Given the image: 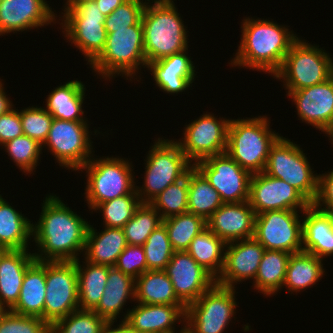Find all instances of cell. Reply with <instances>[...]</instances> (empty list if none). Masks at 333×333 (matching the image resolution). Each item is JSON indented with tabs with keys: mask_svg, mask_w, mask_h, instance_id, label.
<instances>
[{
	"mask_svg": "<svg viewBox=\"0 0 333 333\" xmlns=\"http://www.w3.org/2000/svg\"><path fill=\"white\" fill-rule=\"evenodd\" d=\"M129 297L135 301V279L111 267L101 300L93 311L107 322H115Z\"/></svg>",
	"mask_w": 333,
	"mask_h": 333,
	"instance_id": "cell-29",
	"label": "cell"
},
{
	"mask_svg": "<svg viewBox=\"0 0 333 333\" xmlns=\"http://www.w3.org/2000/svg\"><path fill=\"white\" fill-rule=\"evenodd\" d=\"M322 259L308 252L290 255L283 286L288 292H299L315 285L324 275Z\"/></svg>",
	"mask_w": 333,
	"mask_h": 333,
	"instance_id": "cell-33",
	"label": "cell"
},
{
	"mask_svg": "<svg viewBox=\"0 0 333 333\" xmlns=\"http://www.w3.org/2000/svg\"><path fill=\"white\" fill-rule=\"evenodd\" d=\"M164 271L177 298L186 307L216 283V279L186 251L174 252Z\"/></svg>",
	"mask_w": 333,
	"mask_h": 333,
	"instance_id": "cell-18",
	"label": "cell"
},
{
	"mask_svg": "<svg viewBox=\"0 0 333 333\" xmlns=\"http://www.w3.org/2000/svg\"><path fill=\"white\" fill-rule=\"evenodd\" d=\"M63 34L74 46L82 51L87 64H91L104 50L107 32L104 26L106 16L99 10L97 3L65 4Z\"/></svg>",
	"mask_w": 333,
	"mask_h": 333,
	"instance_id": "cell-10",
	"label": "cell"
},
{
	"mask_svg": "<svg viewBox=\"0 0 333 333\" xmlns=\"http://www.w3.org/2000/svg\"><path fill=\"white\" fill-rule=\"evenodd\" d=\"M229 119H218L213 114H203L185 125L184 138L175 141L193 165L206 157L222 154L227 147Z\"/></svg>",
	"mask_w": 333,
	"mask_h": 333,
	"instance_id": "cell-16",
	"label": "cell"
},
{
	"mask_svg": "<svg viewBox=\"0 0 333 333\" xmlns=\"http://www.w3.org/2000/svg\"><path fill=\"white\" fill-rule=\"evenodd\" d=\"M132 165L123 158L108 157L90 159L81 169L87 173L85 188L88 207L128 195L136 188Z\"/></svg>",
	"mask_w": 333,
	"mask_h": 333,
	"instance_id": "cell-8",
	"label": "cell"
},
{
	"mask_svg": "<svg viewBox=\"0 0 333 333\" xmlns=\"http://www.w3.org/2000/svg\"><path fill=\"white\" fill-rule=\"evenodd\" d=\"M85 85L71 80L55 88L46 99V110L53 118L67 121H86L83 118L82 104L85 98Z\"/></svg>",
	"mask_w": 333,
	"mask_h": 333,
	"instance_id": "cell-30",
	"label": "cell"
},
{
	"mask_svg": "<svg viewBox=\"0 0 333 333\" xmlns=\"http://www.w3.org/2000/svg\"><path fill=\"white\" fill-rule=\"evenodd\" d=\"M146 3L143 0H126L106 17L105 29H127L136 25L142 18Z\"/></svg>",
	"mask_w": 333,
	"mask_h": 333,
	"instance_id": "cell-47",
	"label": "cell"
},
{
	"mask_svg": "<svg viewBox=\"0 0 333 333\" xmlns=\"http://www.w3.org/2000/svg\"><path fill=\"white\" fill-rule=\"evenodd\" d=\"M269 121L266 116L230 119L225 152L251 175L264 172L270 149L281 137Z\"/></svg>",
	"mask_w": 333,
	"mask_h": 333,
	"instance_id": "cell-4",
	"label": "cell"
},
{
	"mask_svg": "<svg viewBox=\"0 0 333 333\" xmlns=\"http://www.w3.org/2000/svg\"><path fill=\"white\" fill-rule=\"evenodd\" d=\"M297 212L273 210L257 214L253 237L263 245L265 250L290 254L303 251L302 220Z\"/></svg>",
	"mask_w": 333,
	"mask_h": 333,
	"instance_id": "cell-14",
	"label": "cell"
},
{
	"mask_svg": "<svg viewBox=\"0 0 333 333\" xmlns=\"http://www.w3.org/2000/svg\"><path fill=\"white\" fill-rule=\"evenodd\" d=\"M121 324L117 326V328H113L112 325L114 322H107L103 327L102 333H141L135 329H133L128 323L125 321H121Z\"/></svg>",
	"mask_w": 333,
	"mask_h": 333,
	"instance_id": "cell-51",
	"label": "cell"
},
{
	"mask_svg": "<svg viewBox=\"0 0 333 333\" xmlns=\"http://www.w3.org/2000/svg\"><path fill=\"white\" fill-rule=\"evenodd\" d=\"M235 289L214 284L186 307L185 333H223L236 313Z\"/></svg>",
	"mask_w": 333,
	"mask_h": 333,
	"instance_id": "cell-11",
	"label": "cell"
},
{
	"mask_svg": "<svg viewBox=\"0 0 333 333\" xmlns=\"http://www.w3.org/2000/svg\"><path fill=\"white\" fill-rule=\"evenodd\" d=\"M224 203L248 201L251 174L226 152L206 157L194 164Z\"/></svg>",
	"mask_w": 333,
	"mask_h": 333,
	"instance_id": "cell-15",
	"label": "cell"
},
{
	"mask_svg": "<svg viewBox=\"0 0 333 333\" xmlns=\"http://www.w3.org/2000/svg\"><path fill=\"white\" fill-rule=\"evenodd\" d=\"M0 333H51V326L39 317L7 310L0 319Z\"/></svg>",
	"mask_w": 333,
	"mask_h": 333,
	"instance_id": "cell-46",
	"label": "cell"
},
{
	"mask_svg": "<svg viewBox=\"0 0 333 333\" xmlns=\"http://www.w3.org/2000/svg\"><path fill=\"white\" fill-rule=\"evenodd\" d=\"M31 236V221L0 195V246L4 250H25Z\"/></svg>",
	"mask_w": 333,
	"mask_h": 333,
	"instance_id": "cell-32",
	"label": "cell"
},
{
	"mask_svg": "<svg viewBox=\"0 0 333 333\" xmlns=\"http://www.w3.org/2000/svg\"><path fill=\"white\" fill-rule=\"evenodd\" d=\"M148 4L141 18L147 64L188 50L187 27L179 17L174 1L154 0V4Z\"/></svg>",
	"mask_w": 333,
	"mask_h": 333,
	"instance_id": "cell-3",
	"label": "cell"
},
{
	"mask_svg": "<svg viewBox=\"0 0 333 333\" xmlns=\"http://www.w3.org/2000/svg\"><path fill=\"white\" fill-rule=\"evenodd\" d=\"M80 309L75 261H46L44 321L52 326Z\"/></svg>",
	"mask_w": 333,
	"mask_h": 333,
	"instance_id": "cell-12",
	"label": "cell"
},
{
	"mask_svg": "<svg viewBox=\"0 0 333 333\" xmlns=\"http://www.w3.org/2000/svg\"><path fill=\"white\" fill-rule=\"evenodd\" d=\"M135 301L140 304L184 305L164 270H147L135 279Z\"/></svg>",
	"mask_w": 333,
	"mask_h": 333,
	"instance_id": "cell-31",
	"label": "cell"
},
{
	"mask_svg": "<svg viewBox=\"0 0 333 333\" xmlns=\"http://www.w3.org/2000/svg\"><path fill=\"white\" fill-rule=\"evenodd\" d=\"M3 83L2 80L0 81V116L2 114L7 113L8 111H10L11 109H13L12 106V102L10 101L9 97L6 95V93L4 92V87H3Z\"/></svg>",
	"mask_w": 333,
	"mask_h": 333,
	"instance_id": "cell-53",
	"label": "cell"
},
{
	"mask_svg": "<svg viewBox=\"0 0 333 333\" xmlns=\"http://www.w3.org/2000/svg\"><path fill=\"white\" fill-rule=\"evenodd\" d=\"M104 227L99 233L89 223L83 255L92 264L114 267L128 244L122 228Z\"/></svg>",
	"mask_w": 333,
	"mask_h": 333,
	"instance_id": "cell-27",
	"label": "cell"
},
{
	"mask_svg": "<svg viewBox=\"0 0 333 333\" xmlns=\"http://www.w3.org/2000/svg\"><path fill=\"white\" fill-rule=\"evenodd\" d=\"M141 203L135 189L128 195L98 204L93 210H102L103 222L106 227L123 228L134 216L136 209Z\"/></svg>",
	"mask_w": 333,
	"mask_h": 333,
	"instance_id": "cell-41",
	"label": "cell"
},
{
	"mask_svg": "<svg viewBox=\"0 0 333 333\" xmlns=\"http://www.w3.org/2000/svg\"><path fill=\"white\" fill-rule=\"evenodd\" d=\"M186 51L147 64L146 68L152 72L156 86L163 92L177 94L192 87L196 76L195 66Z\"/></svg>",
	"mask_w": 333,
	"mask_h": 333,
	"instance_id": "cell-24",
	"label": "cell"
},
{
	"mask_svg": "<svg viewBox=\"0 0 333 333\" xmlns=\"http://www.w3.org/2000/svg\"><path fill=\"white\" fill-rule=\"evenodd\" d=\"M302 244L303 251L320 259L333 256V214L310 204L303 212Z\"/></svg>",
	"mask_w": 333,
	"mask_h": 333,
	"instance_id": "cell-25",
	"label": "cell"
},
{
	"mask_svg": "<svg viewBox=\"0 0 333 333\" xmlns=\"http://www.w3.org/2000/svg\"><path fill=\"white\" fill-rule=\"evenodd\" d=\"M125 1L126 0H95V3H97L102 14L107 17Z\"/></svg>",
	"mask_w": 333,
	"mask_h": 333,
	"instance_id": "cell-52",
	"label": "cell"
},
{
	"mask_svg": "<svg viewBox=\"0 0 333 333\" xmlns=\"http://www.w3.org/2000/svg\"><path fill=\"white\" fill-rule=\"evenodd\" d=\"M55 15L45 0H0V35L51 25Z\"/></svg>",
	"mask_w": 333,
	"mask_h": 333,
	"instance_id": "cell-21",
	"label": "cell"
},
{
	"mask_svg": "<svg viewBox=\"0 0 333 333\" xmlns=\"http://www.w3.org/2000/svg\"><path fill=\"white\" fill-rule=\"evenodd\" d=\"M160 224L162 219L158 211L150 203H141L134 216L122 228L127 244L143 246Z\"/></svg>",
	"mask_w": 333,
	"mask_h": 333,
	"instance_id": "cell-39",
	"label": "cell"
},
{
	"mask_svg": "<svg viewBox=\"0 0 333 333\" xmlns=\"http://www.w3.org/2000/svg\"><path fill=\"white\" fill-rule=\"evenodd\" d=\"M22 123L20 119V111L11 109L0 116V145L22 136Z\"/></svg>",
	"mask_w": 333,
	"mask_h": 333,
	"instance_id": "cell-49",
	"label": "cell"
},
{
	"mask_svg": "<svg viewBox=\"0 0 333 333\" xmlns=\"http://www.w3.org/2000/svg\"><path fill=\"white\" fill-rule=\"evenodd\" d=\"M188 190L187 173L184 178L170 184L150 204L158 211L162 220L188 212Z\"/></svg>",
	"mask_w": 333,
	"mask_h": 333,
	"instance_id": "cell-40",
	"label": "cell"
},
{
	"mask_svg": "<svg viewBox=\"0 0 333 333\" xmlns=\"http://www.w3.org/2000/svg\"><path fill=\"white\" fill-rule=\"evenodd\" d=\"M328 136L330 137V140L332 141L331 144H333V130L328 134Z\"/></svg>",
	"mask_w": 333,
	"mask_h": 333,
	"instance_id": "cell-56",
	"label": "cell"
},
{
	"mask_svg": "<svg viewBox=\"0 0 333 333\" xmlns=\"http://www.w3.org/2000/svg\"><path fill=\"white\" fill-rule=\"evenodd\" d=\"M5 147V152L8 153L11 160L26 174H32L36 169L40 159L42 145L28 137L22 135L6 142L2 147Z\"/></svg>",
	"mask_w": 333,
	"mask_h": 333,
	"instance_id": "cell-43",
	"label": "cell"
},
{
	"mask_svg": "<svg viewBox=\"0 0 333 333\" xmlns=\"http://www.w3.org/2000/svg\"><path fill=\"white\" fill-rule=\"evenodd\" d=\"M75 262L78 273L79 307L82 310H94L103 295L111 267L92 264L88 261L84 262L86 267H83L79 258Z\"/></svg>",
	"mask_w": 333,
	"mask_h": 333,
	"instance_id": "cell-34",
	"label": "cell"
},
{
	"mask_svg": "<svg viewBox=\"0 0 333 333\" xmlns=\"http://www.w3.org/2000/svg\"><path fill=\"white\" fill-rule=\"evenodd\" d=\"M46 261L35 260L26 270L20 295L10 311L44 320Z\"/></svg>",
	"mask_w": 333,
	"mask_h": 333,
	"instance_id": "cell-28",
	"label": "cell"
},
{
	"mask_svg": "<svg viewBox=\"0 0 333 333\" xmlns=\"http://www.w3.org/2000/svg\"><path fill=\"white\" fill-rule=\"evenodd\" d=\"M86 2H95V0H67L66 4H83Z\"/></svg>",
	"mask_w": 333,
	"mask_h": 333,
	"instance_id": "cell-54",
	"label": "cell"
},
{
	"mask_svg": "<svg viewBox=\"0 0 333 333\" xmlns=\"http://www.w3.org/2000/svg\"><path fill=\"white\" fill-rule=\"evenodd\" d=\"M265 248L254 237L226 243L224 266L216 284L235 288L234 284L255 279Z\"/></svg>",
	"mask_w": 333,
	"mask_h": 333,
	"instance_id": "cell-20",
	"label": "cell"
},
{
	"mask_svg": "<svg viewBox=\"0 0 333 333\" xmlns=\"http://www.w3.org/2000/svg\"><path fill=\"white\" fill-rule=\"evenodd\" d=\"M290 255L289 252L265 250L253 282L258 292L271 296L284 288Z\"/></svg>",
	"mask_w": 333,
	"mask_h": 333,
	"instance_id": "cell-36",
	"label": "cell"
},
{
	"mask_svg": "<svg viewBox=\"0 0 333 333\" xmlns=\"http://www.w3.org/2000/svg\"><path fill=\"white\" fill-rule=\"evenodd\" d=\"M114 267L134 279L138 278L147 271V262L143 247L127 245L124 251L118 256Z\"/></svg>",
	"mask_w": 333,
	"mask_h": 333,
	"instance_id": "cell-48",
	"label": "cell"
},
{
	"mask_svg": "<svg viewBox=\"0 0 333 333\" xmlns=\"http://www.w3.org/2000/svg\"><path fill=\"white\" fill-rule=\"evenodd\" d=\"M23 134L38 141L41 145L46 141L53 116L41 107H27L20 111Z\"/></svg>",
	"mask_w": 333,
	"mask_h": 333,
	"instance_id": "cell-45",
	"label": "cell"
},
{
	"mask_svg": "<svg viewBox=\"0 0 333 333\" xmlns=\"http://www.w3.org/2000/svg\"><path fill=\"white\" fill-rule=\"evenodd\" d=\"M188 212L207 220L224 202L204 175L193 166L188 171Z\"/></svg>",
	"mask_w": 333,
	"mask_h": 333,
	"instance_id": "cell-37",
	"label": "cell"
},
{
	"mask_svg": "<svg viewBox=\"0 0 333 333\" xmlns=\"http://www.w3.org/2000/svg\"><path fill=\"white\" fill-rule=\"evenodd\" d=\"M248 202L256 215L273 210L303 212L311 204L289 183L264 172L251 175Z\"/></svg>",
	"mask_w": 333,
	"mask_h": 333,
	"instance_id": "cell-17",
	"label": "cell"
},
{
	"mask_svg": "<svg viewBox=\"0 0 333 333\" xmlns=\"http://www.w3.org/2000/svg\"><path fill=\"white\" fill-rule=\"evenodd\" d=\"M88 125L54 118L42 147H48L60 166L79 171L93 157Z\"/></svg>",
	"mask_w": 333,
	"mask_h": 333,
	"instance_id": "cell-13",
	"label": "cell"
},
{
	"mask_svg": "<svg viewBox=\"0 0 333 333\" xmlns=\"http://www.w3.org/2000/svg\"><path fill=\"white\" fill-rule=\"evenodd\" d=\"M179 333H185V325L183 326V328H181Z\"/></svg>",
	"mask_w": 333,
	"mask_h": 333,
	"instance_id": "cell-57",
	"label": "cell"
},
{
	"mask_svg": "<svg viewBox=\"0 0 333 333\" xmlns=\"http://www.w3.org/2000/svg\"><path fill=\"white\" fill-rule=\"evenodd\" d=\"M287 95L296 104L300 120L327 135L333 130V76L320 84L287 91Z\"/></svg>",
	"mask_w": 333,
	"mask_h": 333,
	"instance_id": "cell-19",
	"label": "cell"
},
{
	"mask_svg": "<svg viewBox=\"0 0 333 333\" xmlns=\"http://www.w3.org/2000/svg\"><path fill=\"white\" fill-rule=\"evenodd\" d=\"M175 252L186 251L194 237L207 228L206 220L190 212L162 220Z\"/></svg>",
	"mask_w": 333,
	"mask_h": 333,
	"instance_id": "cell-38",
	"label": "cell"
},
{
	"mask_svg": "<svg viewBox=\"0 0 333 333\" xmlns=\"http://www.w3.org/2000/svg\"><path fill=\"white\" fill-rule=\"evenodd\" d=\"M106 32L105 48L90 64L91 68L104 79L110 80L116 74L133 79L139 67H147L142 21L127 29H106Z\"/></svg>",
	"mask_w": 333,
	"mask_h": 333,
	"instance_id": "cell-5",
	"label": "cell"
},
{
	"mask_svg": "<svg viewBox=\"0 0 333 333\" xmlns=\"http://www.w3.org/2000/svg\"><path fill=\"white\" fill-rule=\"evenodd\" d=\"M256 214L248 201L223 203L207 220V228L225 243L252 238Z\"/></svg>",
	"mask_w": 333,
	"mask_h": 333,
	"instance_id": "cell-22",
	"label": "cell"
},
{
	"mask_svg": "<svg viewBox=\"0 0 333 333\" xmlns=\"http://www.w3.org/2000/svg\"><path fill=\"white\" fill-rule=\"evenodd\" d=\"M107 321L93 310L77 309L56 321L51 333H102Z\"/></svg>",
	"mask_w": 333,
	"mask_h": 333,
	"instance_id": "cell-42",
	"label": "cell"
},
{
	"mask_svg": "<svg viewBox=\"0 0 333 333\" xmlns=\"http://www.w3.org/2000/svg\"><path fill=\"white\" fill-rule=\"evenodd\" d=\"M43 202L38 222L32 223V237L38 248V253H33L35 260L76 261L78 252L84 251L88 222L54 194L47 195Z\"/></svg>",
	"mask_w": 333,
	"mask_h": 333,
	"instance_id": "cell-1",
	"label": "cell"
},
{
	"mask_svg": "<svg viewBox=\"0 0 333 333\" xmlns=\"http://www.w3.org/2000/svg\"><path fill=\"white\" fill-rule=\"evenodd\" d=\"M4 252V249L0 246V255Z\"/></svg>",
	"mask_w": 333,
	"mask_h": 333,
	"instance_id": "cell-58",
	"label": "cell"
},
{
	"mask_svg": "<svg viewBox=\"0 0 333 333\" xmlns=\"http://www.w3.org/2000/svg\"><path fill=\"white\" fill-rule=\"evenodd\" d=\"M7 309L0 304V319L3 317V315L6 313Z\"/></svg>",
	"mask_w": 333,
	"mask_h": 333,
	"instance_id": "cell-55",
	"label": "cell"
},
{
	"mask_svg": "<svg viewBox=\"0 0 333 333\" xmlns=\"http://www.w3.org/2000/svg\"><path fill=\"white\" fill-rule=\"evenodd\" d=\"M312 204L319 210L333 214V170L318 175V193Z\"/></svg>",
	"mask_w": 333,
	"mask_h": 333,
	"instance_id": "cell-50",
	"label": "cell"
},
{
	"mask_svg": "<svg viewBox=\"0 0 333 333\" xmlns=\"http://www.w3.org/2000/svg\"><path fill=\"white\" fill-rule=\"evenodd\" d=\"M298 38L290 47L280 69L273 75L282 79L288 91L320 84L333 76V59L319 46Z\"/></svg>",
	"mask_w": 333,
	"mask_h": 333,
	"instance_id": "cell-7",
	"label": "cell"
},
{
	"mask_svg": "<svg viewBox=\"0 0 333 333\" xmlns=\"http://www.w3.org/2000/svg\"><path fill=\"white\" fill-rule=\"evenodd\" d=\"M144 249L147 270H165L174 254V249L163 224H160L147 238Z\"/></svg>",
	"mask_w": 333,
	"mask_h": 333,
	"instance_id": "cell-44",
	"label": "cell"
},
{
	"mask_svg": "<svg viewBox=\"0 0 333 333\" xmlns=\"http://www.w3.org/2000/svg\"><path fill=\"white\" fill-rule=\"evenodd\" d=\"M156 141L145 160L144 184L141 188L136 185L142 203H150L170 184L184 178L194 166L174 140L158 138Z\"/></svg>",
	"mask_w": 333,
	"mask_h": 333,
	"instance_id": "cell-6",
	"label": "cell"
},
{
	"mask_svg": "<svg viewBox=\"0 0 333 333\" xmlns=\"http://www.w3.org/2000/svg\"><path fill=\"white\" fill-rule=\"evenodd\" d=\"M225 247L226 243L222 239L205 228L190 242L186 252L217 279L223 270Z\"/></svg>",
	"mask_w": 333,
	"mask_h": 333,
	"instance_id": "cell-35",
	"label": "cell"
},
{
	"mask_svg": "<svg viewBox=\"0 0 333 333\" xmlns=\"http://www.w3.org/2000/svg\"><path fill=\"white\" fill-rule=\"evenodd\" d=\"M312 170L300 146L281 136L270 149L264 173L289 183L312 204L318 193Z\"/></svg>",
	"mask_w": 333,
	"mask_h": 333,
	"instance_id": "cell-9",
	"label": "cell"
},
{
	"mask_svg": "<svg viewBox=\"0 0 333 333\" xmlns=\"http://www.w3.org/2000/svg\"><path fill=\"white\" fill-rule=\"evenodd\" d=\"M185 318V305L138 303L127 311L123 321L141 333H175V322H185Z\"/></svg>",
	"mask_w": 333,
	"mask_h": 333,
	"instance_id": "cell-23",
	"label": "cell"
},
{
	"mask_svg": "<svg viewBox=\"0 0 333 333\" xmlns=\"http://www.w3.org/2000/svg\"><path fill=\"white\" fill-rule=\"evenodd\" d=\"M35 261L25 250H4L0 255V304L10 310L18 301L24 274Z\"/></svg>",
	"mask_w": 333,
	"mask_h": 333,
	"instance_id": "cell-26",
	"label": "cell"
},
{
	"mask_svg": "<svg viewBox=\"0 0 333 333\" xmlns=\"http://www.w3.org/2000/svg\"><path fill=\"white\" fill-rule=\"evenodd\" d=\"M242 21L241 42L231 65L274 75L298 37L287 26L274 21L255 20L252 17Z\"/></svg>",
	"mask_w": 333,
	"mask_h": 333,
	"instance_id": "cell-2",
	"label": "cell"
}]
</instances>
